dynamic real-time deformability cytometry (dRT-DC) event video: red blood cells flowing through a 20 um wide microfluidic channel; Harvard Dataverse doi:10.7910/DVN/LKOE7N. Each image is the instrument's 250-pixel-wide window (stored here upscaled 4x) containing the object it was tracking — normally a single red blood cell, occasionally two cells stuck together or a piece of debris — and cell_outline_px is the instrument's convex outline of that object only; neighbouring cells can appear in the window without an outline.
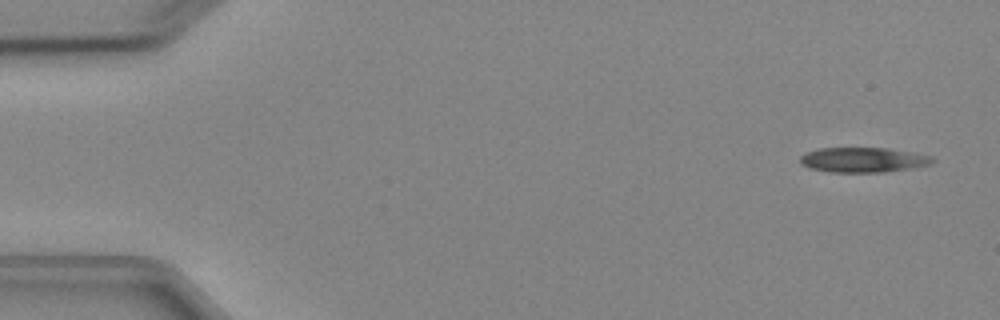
{"species": "Egyptian fruit bat (a non-hibernating species)", "species_latin": "Rousettus aegyptiacus", "temperature_condition": "cold", "stored_images_in_passage": 6, "camera_frame_rate_fps": 3000, "um_per_image_px": 0.085, "animal": {"sex": "female"}, "frame": {"image": 1, "passage_image": 1, "time_ms": 0.0, "image_size_px": [1000, 320], "cell_outline_px": [[936, 160], [928, 164], [908, 168], [884, 172], [828, 172], [808, 168], [800, 164], [800, 156], [804, 152], [820, 148], [888, 148], [932, 156]], "centroid_in_image_um": [73.29, 13.58], "position_along_channel_um": 11.7, "area_um2": 19.19}}
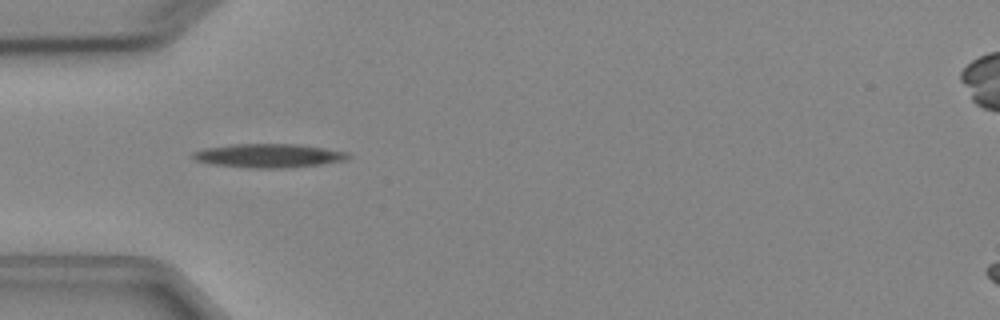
{"frame": {"image": 2, "passage_image": 4, "time_ms": 4.333, "image_size_px": [1000, 320], "cell_outline_px": [[352, 156], [348, 160], [324, 164], [284, 168], [248, 168], [212, 164], [196, 160], [192, 156], [192, 152], [204, 148], [232, 144], [296, 144], [352, 152]], "centroid_in_image_um": [22.91, 13.23], "position_along_channel_um": 62.1, "area_um2": 21.79}}